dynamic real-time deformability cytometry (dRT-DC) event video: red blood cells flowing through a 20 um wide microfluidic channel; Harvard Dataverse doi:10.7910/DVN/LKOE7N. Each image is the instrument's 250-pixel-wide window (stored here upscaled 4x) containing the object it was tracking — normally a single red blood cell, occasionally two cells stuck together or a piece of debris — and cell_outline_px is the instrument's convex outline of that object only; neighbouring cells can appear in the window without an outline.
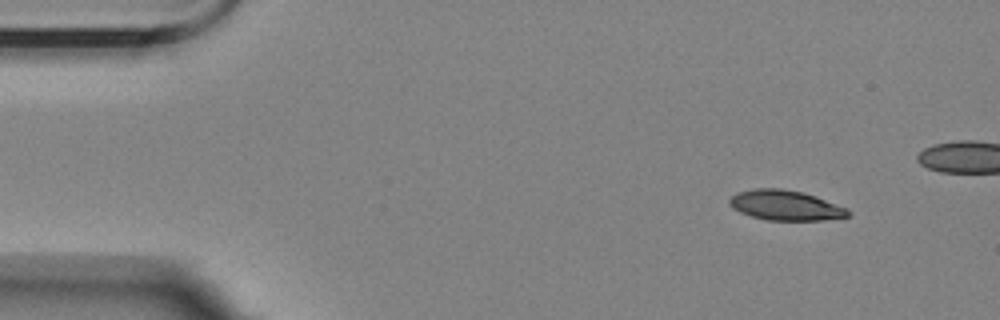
{"species": "Egyptian fruit bat (a non-hibernating species)", "species_latin": "Rousettus aegyptiacus", "temperature_condition": "room temperature", "stored_images_in_passage": 5, "camera_frame_rate_fps": 3000, "um_per_image_px": 0.085, "animal": {"sex": "female"}, "frame": {"image": 1, "passage_image": 1, "time_ms": 0.0, "image_size_px": [1000, 320], "cell_outline_px": [[852, 216], [824, 220], [768, 220], [752, 216], [740, 212], [732, 208], [728, 204], [728, 200], [736, 192], [756, 188], [780, 188], [804, 192], [816, 196], [848, 208], [852, 212]], "centroid_in_image_um": [66.79, 17.45], "position_along_channel_um": 18.2, "area_um2": 21.04}}